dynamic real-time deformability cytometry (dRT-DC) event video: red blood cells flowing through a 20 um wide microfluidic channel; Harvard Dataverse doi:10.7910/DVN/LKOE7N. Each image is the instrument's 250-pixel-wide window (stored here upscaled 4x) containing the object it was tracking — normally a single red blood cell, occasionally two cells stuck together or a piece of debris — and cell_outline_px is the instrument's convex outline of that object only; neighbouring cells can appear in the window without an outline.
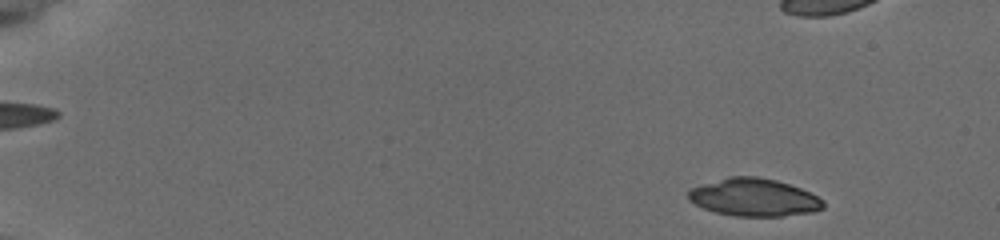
{"species": "common noctule bat (a hibernating species)", "species_latin": "Nyctalus noctula", "temperature_condition": "cold", "stored_images_in_passage": 22, "camera_frame_rate_fps": 3000, "um_per_image_px": 0.085, "animal": {"sex": "female", "body_mass_g": 19.5, "forearm_length_mm": 54.1}, "frame": {"image": 1, "passage_image": 2, "time_ms": 0.333, "image_size_px": [1000, 240], "cell_outline_px": [[824, 208], [812, 212], [784, 216], [732, 216], [716, 212], [704, 208], [688, 200], [688, 192], [692, 188], [728, 176], [756, 176], [776, 180], [800, 188], [824, 200]], "centroid_in_image_um": [64.1, 16.78], "position_along_channel_um": 20.9, "area_um2": 29.48}}